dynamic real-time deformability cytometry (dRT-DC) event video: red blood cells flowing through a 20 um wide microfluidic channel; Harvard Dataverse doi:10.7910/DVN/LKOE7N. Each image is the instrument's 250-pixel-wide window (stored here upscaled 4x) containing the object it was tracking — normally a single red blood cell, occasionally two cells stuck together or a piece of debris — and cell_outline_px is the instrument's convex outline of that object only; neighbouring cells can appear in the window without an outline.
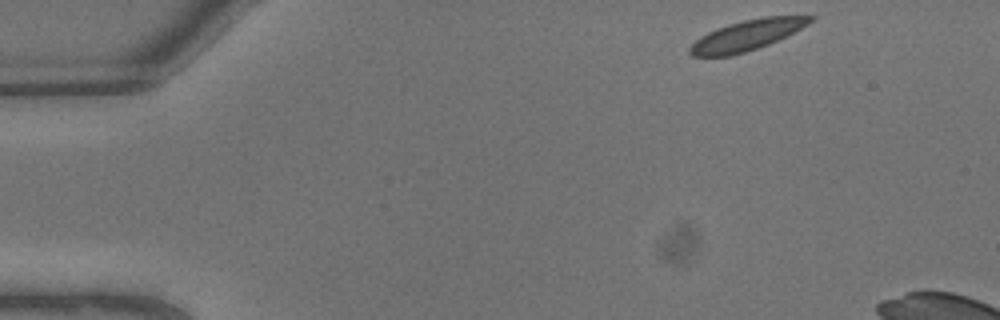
{"species": "common noctule bat (a hibernating species)", "species_latin": "Nyctalus noctula", "temperature_condition": "warm", "stored_images_in_passage": 5, "camera_frame_rate_fps": 3000, "um_per_image_px": 0.085, "animal": {"sex": "male", "body_mass_g": 13.3}, "frame": {"image": 1, "passage_image": 1, "time_ms": 0.0, "image_size_px": [1000, 320], "cell_outline_px": [[816, 16], [808, 24], [768, 44], [732, 56], [692, 56], [688, 52], [688, 48], [700, 36], [716, 28], [728, 24], [744, 20], [764, 16]], "centroid_in_image_um": [63.42, 3.0], "position_along_channel_um": 21.6, "area_um2": 20.98}}